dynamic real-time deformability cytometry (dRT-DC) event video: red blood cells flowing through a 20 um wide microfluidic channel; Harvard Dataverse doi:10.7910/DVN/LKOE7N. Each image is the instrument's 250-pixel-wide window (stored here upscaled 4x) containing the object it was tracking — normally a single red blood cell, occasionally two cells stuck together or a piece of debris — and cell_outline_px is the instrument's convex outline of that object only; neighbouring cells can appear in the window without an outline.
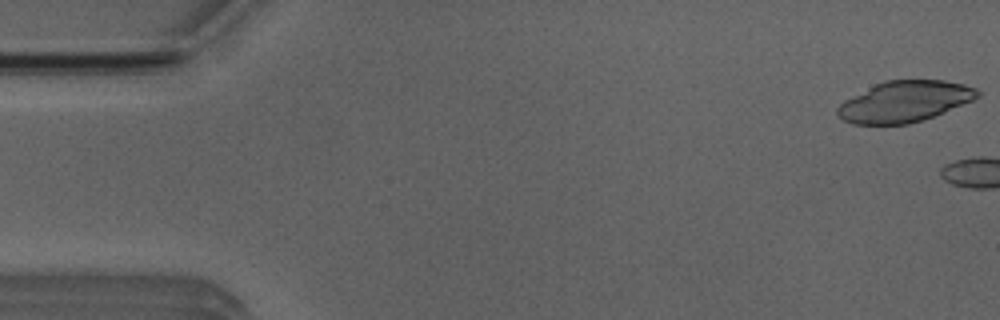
{"species": "Egyptian fruit bat (a non-hibernating species)", "species_latin": "Rousettus aegyptiacus", "temperature_condition": "room temperature", "stored_images_in_passage": 4, "camera_frame_rate_fps": 3000, "um_per_image_px": 0.085, "animal": {"sex": "male"}, "frame": {"image": 1, "passage_image": 1, "time_ms": 0.0, "image_size_px": [1000, 320], "cell_outline_px": [[968, 88], [964, 100], [928, 116], [916, 120], [896, 124], [868, 124], [896, 80], [932, 80], [956, 84]], "centroid_in_image_um": [77.93, 8.56], "position_along_channel_um": 7.1, "area_um2": 20.63}}